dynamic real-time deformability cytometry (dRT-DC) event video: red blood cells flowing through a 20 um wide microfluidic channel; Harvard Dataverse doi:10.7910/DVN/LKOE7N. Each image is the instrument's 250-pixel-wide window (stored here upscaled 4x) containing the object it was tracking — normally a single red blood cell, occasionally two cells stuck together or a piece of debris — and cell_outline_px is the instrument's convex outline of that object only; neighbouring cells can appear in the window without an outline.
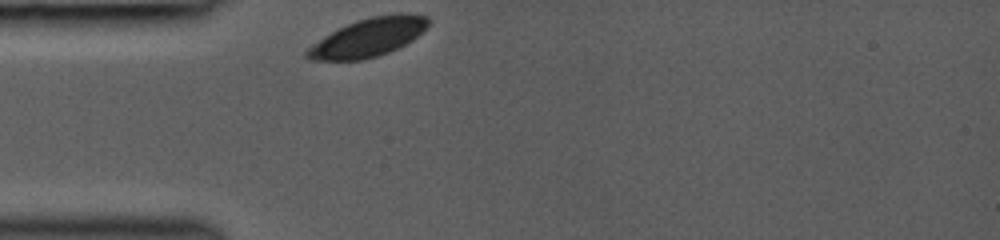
{"species": "common noctule bat (a hibernating species)", "species_latin": "Nyctalus noctula", "temperature_condition": "room temperature", "stored_images_in_passage": 3, "camera_frame_rate_fps": 3000, "um_per_image_px": 0.085, "animal": {"sex": "female", "body_mass_g": 19.0, "forearm_length_mm": 53.3}, "frame": {"image": 1, "passage_image": 1, "time_ms": 0.0, "image_size_px": [1000, 240], "cell_outline_px": [[428, 24], [412, 40], [388, 52], [364, 60], [312, 60], [304, 56], [304, 52], [308, 48], [324, 36], [356, 20], [372, 16], [400, 12], [428, 16]], "centroid_in_image_um": [31.28, 3.18], "position_along_channel_um": 53.7, "area_um2": 26.76}}
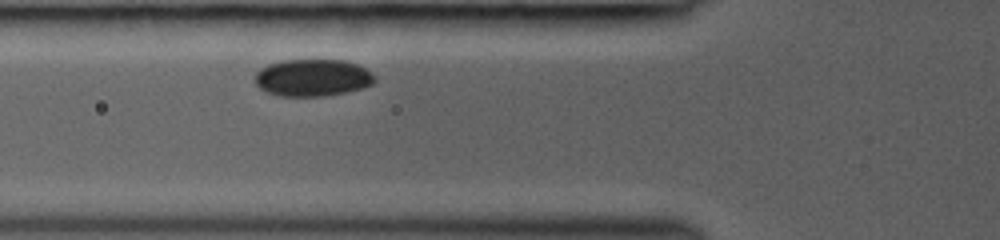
{"frame": {"image": 2, "passage_image": 3, "time_ms": 1.333, "image_size_px": [1000, 240], "cell_outline_px": [[376, 80], [372, 84], [360, 88], [344, 92], [324, 96], [280, 96], [268, 92], [260, 88], [256, 84], [256, 72], [260, 68], [268, 64], [284, 60], [344, 60], [356, 64], [372, 72], [376, 76]], "centroid_in_image_um": [26.57, 6.6], "position_along_channel_um": 99.2, "area_um2": 25.78}}